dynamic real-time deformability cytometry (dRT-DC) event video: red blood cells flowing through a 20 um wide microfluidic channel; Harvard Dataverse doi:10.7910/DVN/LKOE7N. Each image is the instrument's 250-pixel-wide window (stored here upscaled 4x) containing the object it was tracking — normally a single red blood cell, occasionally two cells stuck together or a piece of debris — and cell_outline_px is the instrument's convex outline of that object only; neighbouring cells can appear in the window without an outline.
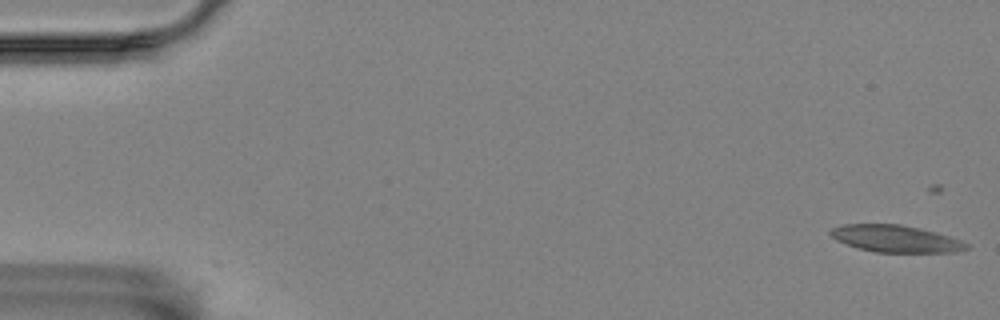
{"species": "Egyptian fruit bat (a non-hibernating species)", "species_latin": "Rousettus aegyptiacus", "temperature_condition": "room temperature", "stored_images_in_passage": 6, "camera_frame_rate_fps": 3000, "um_per_image_px": 0.085, "animal": {"sex": "female"}, "frame": {"image": 1, "passage_image": 1, "time_ms": 0.0, "image_size_px": [1000, 320], "cell_outline_px": [[968, 248], [956, 252], [876, 252], [860, 248], [836, 240], [828, 232], [832, 228], [844, 224], [900, 224], [920, 228], [948, 236], [960, 240], [968, 244]], "centroid_in_image_um": [76.12, 20.28], "position_along_channel_um": 8.9, "area_um2": 21.1}}